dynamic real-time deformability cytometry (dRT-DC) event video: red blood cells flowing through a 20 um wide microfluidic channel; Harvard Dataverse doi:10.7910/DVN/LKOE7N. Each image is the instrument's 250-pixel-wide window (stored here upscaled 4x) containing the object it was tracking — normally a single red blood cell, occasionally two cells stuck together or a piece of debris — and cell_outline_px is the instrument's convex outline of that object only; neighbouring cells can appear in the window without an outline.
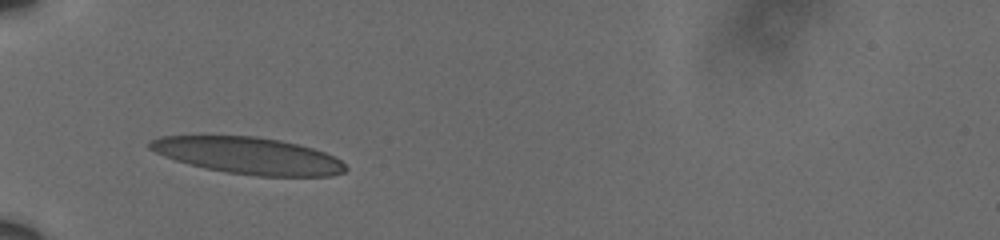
{"species": "human", "species_latin": "Homo sapiens", "temperature_condition": "cold", "stored_images_in_passage": 32, "camera_frame_rate_fps": 3000, "um_per_image_px": 0.085, "donor": {"sex": "male"}, "frame": {"image": 1, "passage_image": 1, "time_ms": 0.0, "image_size_px": [1000, 240], "cell_outline_px": [[348, 168], [344, 172], [332, 176], [256, 176], [228, 172], [204, 168], [188, 164], [164, 156], [148, 148], [148, 140], [160, 136], [256, 136], [280, 140], [312, 148], [324, 152], [340, 160]], "centroid_in_image_um": [21.09, 13.23], "position_along_channel_um": 63.9, "area_um2": 41.79}}
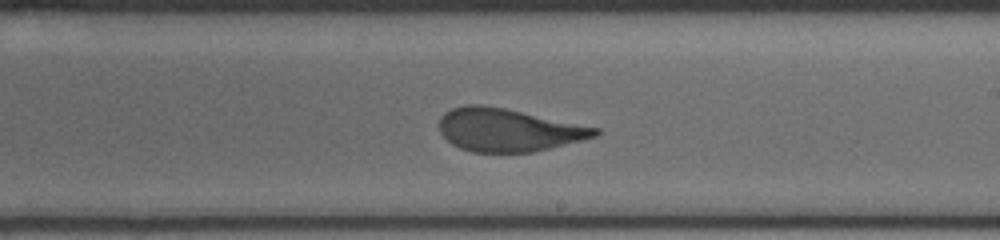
{"frame": {"image": 2, "passage_image": 17, "time_ms": 5.333, "image_size_px": [1000, 240], "cell_outline_px": [[600, 132], [596, 136], [532, 152], [472, 152], [460, 148], [452, 144], [440, 132], [440, 116], [444, 112], [452, 108], [468, 104], [480, 104], [504, 108], [600, 128]], "centroid_in_image_um": [43.16, 11.04], "position_along_channel_um": 245.8, "area_um2": 38.61}}
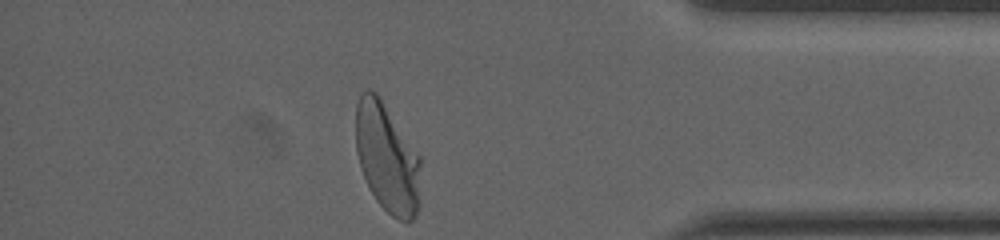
{"frame": {"image": 3, "passage_image": 32, "time_ms": 10.333, "image_size_px": [1000, 240], "cell_outline_px": [[420, 204], [416, 216], [412, 220], [400, 220], [392, 216], [376, 200], [360, 168], [356, 152], [356, 104], [360, 96], [368, 88], [376, 92], [380, 96], [420, 156]], "centroid_in_image_um": [32.91, 13.42], "position_along_channel_um": 402.3, "area_um2": 41.44}, "authors_computed_cell_mechanics": {"area_um2": 39.882, "velocity_mm_per_s": 3.5944, "shape_relaxation_time_tau1_ms": 4.8056, "shape_relaxation_time_tau2_ms": 1.0422, "deformation_change_tau1": 0.199, "deformation_change_tau2": 0.069}}